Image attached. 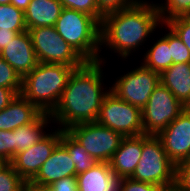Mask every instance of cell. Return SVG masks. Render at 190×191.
I'll return each instance as SVG.
<instances>
[{"label": "cell", "instance_id": "10", "mask_svg": "<svg viewBox=\"0 0 190 191\" xmlns=\"http://www.w3.org/2000/svg\"><path fill=\"white\" fill-rule=\"evenodd\" d=\"M160 83V73L141 66L134 68L121 77H117L109 90L118 98L142 110L147 104L153 90Z\"/></svg>", "mask_w": 190, "mask_h": 191}, {"label": "cell", "instance_id": "6", "mask_svg": "<svg viewBox=\"0 0 190 191\" xmlns=\"http://www.w3.org/2000/svg\"><path fill=\"white\" fill-rule=\"evenodd\" d=\"M38 62L81 67L86 60L58 33L55 26L27 29Z\"/></svg>", "mask_w": 190, "mask_h": 191}, {"label": "cell", "instance_id": "34", "mask_svg": "<svg viewBox=\"0 0 190 191\" xmlns=\"http://www.w3.org/2000/svg\"><path fill=\"white\" fill-rule=\"evenodd\" d=\"M48 191H78L76 177H65L53 182L47 187Z\"/></svg>", "mask_w": 190, "mask_h": 191}, {"label": "cell", "instance_id": "26", "mask_svg": "<svg viewBox=\"0 0 190 191\" xmlns=\"http://www.w3.org/2000/svg\"><path fill=\"white\" fill-rule=\"evenodd\" d=\"M0 86L12 89L17 95L20 94L22 89V78L15 71V69L12 66H10L1 56Z\"/></svg>", "mask_w": 190, "mask_h": 191}, {"label": "cell", "instance_id": "7", "mask_svg": "<svg viewBox=\"0 0 190 191\" xmlns=\"http://www.w3.org/2000/svg\"><path fill=\"white\" fill-rule=\"evenodd\" d=\"M66 131L97 161L109 163L124 138L117 131L98 122L70 126Z\"/></svg>", "mask_w": 190, "mask_h": 191}, {"label": "cell", "instance_id": "20", "mask_svg": "<svg viewBox=\"0 0 190 191\" xmlns=\"http://www.w3.org/2000/svg\"><path fill=\"white\" fill-rule=\"evenodd\" d=\"M49 120H52L50 114L42 112L32 123L18 127L13 131L14 156L27 150L47 135L43 129L47 127Z\"/></svg>", "mask_w": 190, "mask_h": 191}, {"label": "cell", "instance_id": "8", "mask_svg": "<svg viewBox=\"0 0 190 191\" xmlns=\"http://www.w3.org/2000/svg\"><path fill=\"white\" fill-rule=\"evenodd\" d=\"M96 122L117 131L123 137L144 134L141 109L118 98L110 90L102 101Z\"/></svg>", "mask_w": 190, "mask_h": 191}, {"label": "cell", "instance_id": "35", "mask_svg": "<svg viewBox=\"0 0 190 191\" xmlns=\"http://www.w3.org/2000/svg\"><path fill=\"white\" fill-rule=\"evenodd\" d=\"M12 89L0 86V111L3 110L16 97Z\"/></svg>", "mask_w": 190, "mask_h": 191}, {"label": "cell", "instance_id": "13", "mask_svg": "<svg viewBox=\"0 0 190 191\" xmlns=\"http://www.w3.org/2000/svg\"><path fill=\"white\" fill-rule=\"evenodd\" d=\"M0 56L21 78L33 71L39 63L28 30L18 33L1 51Z\"/></svg>", "mask_w": 190, "mask_h": 191}, {"label": "cell", "instance_id": "29", "mask_svg": "<svg viewBox=\"0 0 190 191\" xmlns=\"http://www.w3.org/2000/svg\"><path fill=\"white\" fill-rule=\"evenodd\" d=\"M165 25L176 33L190 51V16L173 18L167 21Z\"/></svg>", "mask_w": 190, "mask_h": 191}, {"label": "cell", "instance_id": "18", "mask_svg": "<svg viewBox=\"0 0 190 191\" xmlns=\"http://www.w3.org/2000/svg\"><path fill=\"white\" fill-rule=\"evenodd\" d=\"M160 83L185 106L190 105V63H177L160 73Z\"/></svg>", "mask_w": 190, "mask_h": 191}, {"label": "cell", "instance_id": "30", "mask_svg": "<svg viewBox=\"0 0 190 191\" xmlns=\"http://www.w3.org/2000/svg\"><path fill=\"white\" fill-rule=\"evenodd\" d=\"M173 191H190V160L182 161L176 165Z\"/></svg>", "mask_w": 190, "mask_h": 191}, {"label": "cell", "instance_id": "38", "mask_svg": "<svg viewBox=\"0 0 190 191\" xmlns=\"http://www.w3.org/2000/svg\"><path fill=\"white\" fill-rule=\"evenodd\" d=\"M31 0H10V3L16 8L25 11Z\"/></svg>", "mask_w": 190, "mask_h": 191}, {"label": "cell", "instance_id": "21", "mask_svg": "<svg viewBox=\"0 0 190 191\" xmlns=\"http://www.w3.org/2000/svg\"><path fill=\"white\" fill-rule=\"evenodd\" d=\"M142 64L153 71L161 73L173 65V60L169 47V32L156 43L146 53Z\"/></svg>", "mask_w": 190, "mask_h": 191}, {"label": "cell", "instance_id": "23", "mask_svg": "<svg viewBox=\"0 0 190 191\" xmlns=\"http://www.w3.org/2000/svg\"><path fill=\"white\" fill-rule=\"evenodd\" d=\"M0 30L22 33L27 30L24 11L11 3L0 5Z\"/></svg>", "mask_w": 190, "mask_h": 191}, {"label": "cell", "instance_id": "14", "mask_svg": "<svg viewBox=\"0 0 190 191\" xmlns=\"http://www.w3.org/2000/svg\"><path fill=\"white\" fill-rule=\"evenodd\" d=\"M65 177H76V168L68 150L59 143L30 182L37 186L48 187Z\"/></svg>", "mask_w": 190, "mask_h": 191}, {"label": "cell", "instance_id": "22", "mask_svg": "<svg viewBox=\"0 0 190 191\" xmlns=\"http://www.w3.org/2000/svg\"><path fill=\"white\" fill-rule=\"evenodd\" d=\"M60 143L68 150L76 176L96 165L97 161L66 130H62Z\"/></svg>", "mask_w": 190, "mask_h": 191}, {"label": "cell", "instance_id": "40", "mask_svg": "<svg viewBox=\"0 0 190 191\" xmlns=\"http://www.w3.org/2000/svg\"><path fill=\"white\" fill-rule=\"evenodd\" d=\"M6 164V162L0 158V169Z\"/></svg>", "mask_w": 190, "mask_h": 191}, {"label": "cell", "instance_id": "39", "mask_svg": "<svg viewBox=\"0 0 190 191\" xmlns=\"http://www.w3.org/2000/svg\"><path fill=\"white\" fill-rule=\"evenodd\" d=\"M10 0H0V5L9 4Z\"/></svg>", "mask_w": 190, "mask_h": 191}, {"label": "cell", "instance_id": "25", "mask_svg": "<svg viewBox=\"0 0 190 191\" xmlns=\"http://www.w3.org/2000/svg\"><path fill=\"white\" fill-rule=\"evenodd\" d=\"M25 183L11 163H6L0 169V191H20Z\"/></svg>", "mask_w": 190, "mask_h": 191}, {"label": "cell", "instance_id": "11", "mask_svg": "<svg viewBox=\"0 0 190 191\" xmlns=\"http://www.w3.org/2000/svg\"><path fill=\"white\" fill-rule=\"evenodd\" d=\"M52 133V134H51ZM62 129L48 133L43 139L17 153L10 162L14 170L26 181L30 182L39 172L44 162L51 156L55 147L60 143Z\"/></svg>", "mask_w": 190, "mask_h": 191}, {"label": "cell", "instance_id": "37", "mask_svg": "<svg viewBox=\"0 0 190 191\" xmlns=\"http://www.w3.org/2000/svg\"><path fill=\"white\" fill-rule=\"evenodd\" d=\"M20 191H48L47 187H41L32 184L31 182H26Z\"/></svg>", "mask_w": 190, "mask_h": 191}, {"label": "cell", "instance_id": "17", "mask_svg": "<svg viewBox=\"0 0 190 191\" xmlns=\"http://www.w3.org/2000/svg\"><path fill=\"white\" fill-rule=\"evenodd\" d=\"M78 191H119L120 178L113 174L110 164L97 162L76 176Z\"/></svg>", "mask_w": 190, "mask_h": 191}, {"label": "cell", "instance_id": "9", "mask_svg": "<svg viewBox=\"0 0 190 191\" xmlns=\"http://www.w3.org/2000/svg\"><path fill=\"white\" fill-rule=\"evenodd\" d=\"M185 109L169 89L159 83L141 110L144 134L157 136Z\"/></svg>", "mask_w": 190, "mask_h": 191}, {"label": "cell", "instance_id": "24", "mask_svg": "<svg viewBox=\"0 0 190 191\" xmlns=\"http://www.w3.org/2000/svg\"><path fill=\"white\" fill-rule=\"evenodd\" d=\"M163 4L156 3L163 25L173 18L190 16V0H166Z\"/></svg>", "mask_w": 190, "mask_h": 191}, {"label": "cell", "instance_id": "1", "mask_svg": "<svg viewBox=\"0 0 190 191\" xmlns=\"http://www.w3.org/2000/svg\"><path fill=\"white\" fill-rule=\"evenodd\" d=\"M102 63L105 64L101 61H86L72 73L57 107L50 114L54 118L52 120L59 123L60 129L96 122L102 101L109 91L102 88Z\"/></svg>", "mask_w": 190, "mask_h": 191}, {"label": "cell", "instance_id": "3", "mask_svg": "<svg viewBox=\"0 0 190 191\" xmlns=\"http://www.w3.org/2000/svg\"><path fill=\"white\" fill-rule=\"evenodd\" d=\"M76 68L79 67L39 62L33 71L22 78L20 94L41 112L51 114Z\"/></svg>", "mask_w": 190, "mask_h": 191}, {"label": "cell", "instance_id": "2", "mask_svg": "<svg viewBox=\"0 0 190 191\" xmlns=\"http://www.w3.org/2000/svg\"><path fill=\"white\" fill-rule=\"evenodd\" d=\"M159 24V25H158ZM162 24L156 4L139 0L133 6L105 15L101 22L100 45L123 59L144 44L154 29ZM113 49V50H112Z\"/></svg>", "mask_w": 190, "mask_h": 191}, {"label": "cell", "instance_id": "16", "mask_svg": "<svg viewBox=\"0 0 190 191\" xmlns=\"http://www.w3.org/2000/svg\"><path fill=\"white\" fill-rule=\"evenodd\" d=\"M42 112L21 94L0 111V130L14 131L32 123Z\"/></svg>", "mask_w": 190, "mask_h": 191}, {"label": "cell", "instance_id": "27", "mask_svg": "<svg viewBox=\"0 0 190 191\" xmlns=\"http://www.w3.org/2000/svg\"><path fill=\"white\" fill-rule=\"evenodd\" d=\"M169 32V47L173 60V64L190 63V51L176 35V33L168 27Z\"/></svg>", "mask_w": 190, "mask_h": 191}, {"label": "cell", "instance_id": "31", "mask_svg": "<svg viewBox=\"0 0 190 191\" xmlns=\"http://www.w3.org/2000/svg\"><path fill=\"white\" fill-rule=\"evenodd\" d=\"M99 12L105 16L109 13L127 9L139 0H96Z\"/></svg>", "mask_w": 190, "mask_h": 191}, {"label": "cell", "instance_id": "36", "mask_svg": "<svg viewBox=\"0 0 190 191\" xmlns=\"http://www.w3.org/2000/svg\"><path fill=\"white\" fill-rule=\"evenodd\" d=\"M18 33L11 30H0V53Z\"/></svg>", "mask_w": 190, "mask_h": 191}, {"label": "cell", "instance_id": "4", "mask_svg": "<svg viewBox=\"0 0 190 191\" xmlns=\"http://www.w3.org/2000/svg\"><path fill=\"white\" fill-rule=\"evenodd\" d=\"M55 28L86 61H103L99 55L101 23L96 18L80 11L63 8Z\"/></svg>", "mask_w": 190, "mask_h": 191}, {"label": "cell", "instance_id": "32", "mask_svg": "<svg viewBox=\"0 0 190 191\" xmlns=\"http://www.w3.org/2000/svg\"><path fill=\"white\" fill-rule=\"evenodd\" d=\"M0 158L6 163L14 158L13 131L0 130Z\"/></svg>", "mask_w": 190, "mask_h": 191}, {"label": "cell", "instance_id": "5", "mask_svg": "<svg viewBox=\"0 0 190 191\" xmlns=\"http://www.w3.org/2000/svg\"><path fill=\"white\" fill-rule=\"evenodd\" d=\"M175 172L176 165L167 156L161 140L155 135L143 134L142 155L130 178L155 184L163 191H173Z\"/></svg>", "mask_w": 190, "mask_h": 191}, {"label": "cell", "instance_id": "12", "mask_svg": "<svg viewBox=\"0 0 190 191\" xmlns=\"http://www.w3.org/2000/svg\"><path fill=\"white\" fill-rule=\"evenodd\" d=\"M157 137L161 140L167 156L175 165L188 160L190 150V109L186 107Z\"/></svg>", "mask_w": 190, "mask_h": 191}, {"label": "cell", "instance_id": "28", "mask_svg": "<svg viewBox=\"0 0 190 191\" xmlns=\"http://www.w3.org/2000/svg\"><path fill=\"white\" fill-rule=\"evenodd\" d=\"M59 2L63 5V8L86 13L96 18L100 23L104 17L98 10L96 0H59Z\"/></svg>", "mask_w": 190, "mask_h": 191}, {"label": "cell", "instance_id": "15", "mask_svg": "<svg viewBox=\"0 0 190 191\" xmlns=\"http://www.w3.org/2000/svg\"><path fill=\"white\" fill-rule=\"evenodd\" d=\"M143 134L124 137L109 164L113 174L120 179L130 178L142 155Z\"/></svg>", "mask_w": 190, "mask_h": 191}, {"label": "cell", "instance_id": "33", "mask_svg": "<svg viewBox=\"0 0 190 191\" xmlns=\"http://www.w3.org/2000/svg\"><path fill=\"white\" fill-rule=\"evenodd\" d=\"M119 191H163L155 184L136 181L132 178H123L120 180Z\"/></svg>", "mask_w": 190, "mask_h": 191}, {"label": "cell", "instance_id": "19", "mask_svg": "<svg viewBox=\"0 0 190 191\" xmlns=\"http://www.w3.org/2000/svg\"><path fill=\"white\" fill-rule=\"evenodd\" d=\"M62 10L59 0H31L24 11L27 29L55 26Z\"/></svg>", "mask_w": 190, "mask_h": 191}]
</instances>
